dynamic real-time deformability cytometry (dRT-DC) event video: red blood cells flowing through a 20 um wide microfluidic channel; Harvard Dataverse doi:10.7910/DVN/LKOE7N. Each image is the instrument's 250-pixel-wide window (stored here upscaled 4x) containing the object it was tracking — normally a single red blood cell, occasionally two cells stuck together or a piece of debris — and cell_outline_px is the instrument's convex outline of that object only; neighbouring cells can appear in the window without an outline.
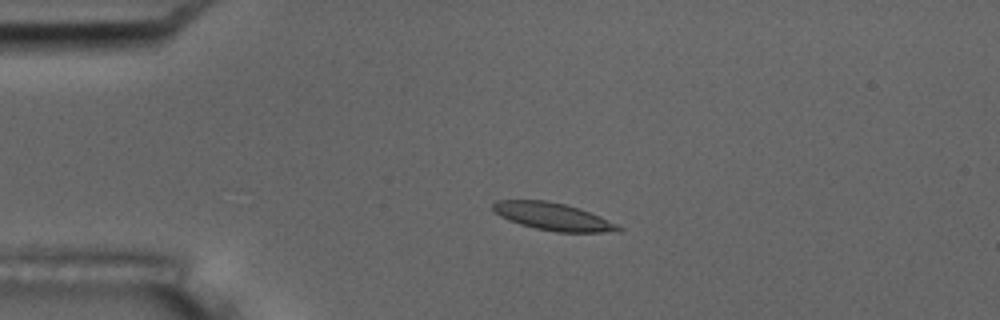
{"species": "common noctule bat (a hibernating species)", "species_latin": "Nyctalus noctula", "temperature_condition": "room temperature", "stored_images_in_passage": 4, "camera_frame_rate_fps": 3000, "um_per_image_px": 0.085, "animal": {"sex": "male", "body_mass_g": 17.5, "forearm_length_mm": 52.3}, "frame": {"image": 1, "passage_image": 3, "time_ms": 2.333, "image_size_px": [1000, 320], "cell_outline_px": [[624, 228], [620, 232], [556, 232], [536, 228], [520, 224], [508, 220], [500, 216], [492, 208], [492, 204], [496, 200], [544, 200], [564, 204], [580, 208], [600, 216]], "centroid_in_image_um": [47.02, 18.41], "position_along_channel_um": 38.0, "area_um2": 20.06}}